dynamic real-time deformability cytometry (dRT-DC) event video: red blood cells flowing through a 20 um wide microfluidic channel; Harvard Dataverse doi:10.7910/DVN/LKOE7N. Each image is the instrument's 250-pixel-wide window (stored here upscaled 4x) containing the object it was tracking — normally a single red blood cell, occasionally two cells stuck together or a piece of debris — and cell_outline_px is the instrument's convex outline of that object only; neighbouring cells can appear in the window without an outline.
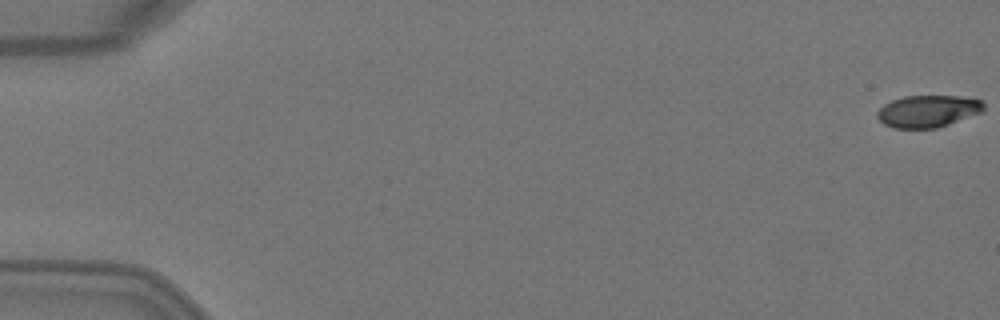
{"species": "Egyptian fruit bat (a non-hibernating species)", "species_latin": "Rousettus aegyptiacus", "temperature_condition": "warm", "stored_images_in_passage": 4, "camera_frame_rate_fps": 3000, "um_per_image_px": 0.085, "animal": {"sex": "female"}, "frame": {"image": 1, "passage_image": 1, "time_ms": 0.0, "image_size_px": [1000, 320], "cell_outline_px": [[984, 108], [980, 112], [948, 124], [936, 128], [892, 128], [884, 124], [876, 116], [876, 112], [884, 104], [892, 100], [904, 96], [960, 96], [980, 100], [984, 104]], "centroid_in_image_um": [78.82, 9.45], "position_along_channel_um": 6.2, "area_um2": 19.71}}